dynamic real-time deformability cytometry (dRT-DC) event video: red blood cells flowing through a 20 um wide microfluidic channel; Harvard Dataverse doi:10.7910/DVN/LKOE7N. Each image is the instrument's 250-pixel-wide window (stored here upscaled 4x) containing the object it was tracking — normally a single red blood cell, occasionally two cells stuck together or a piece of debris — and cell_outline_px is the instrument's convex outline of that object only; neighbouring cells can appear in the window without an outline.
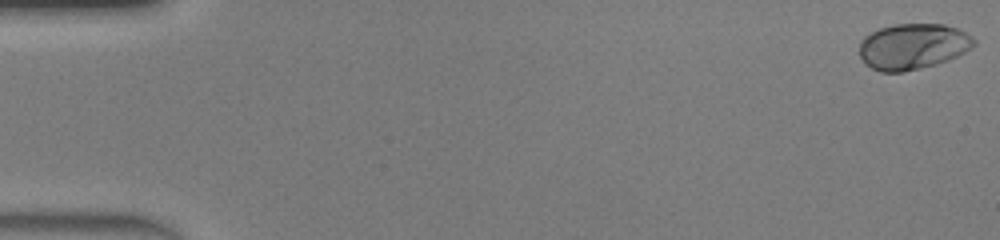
{"species": "human", "species_latin": "Homo sapiens", "temperature_condition": "warm", "stored_images_in_passage": 49, "camera_frame_rate_fps": 3000, "um_per_image_px": 0.085, "donor": {"sex": "male"}, "frame": {"image": 1, "passage_image": 1, "time_ms": 0.0, "image_size_px": [1000, 240], "cell_outline_px": [[976, 44], [972, 48], [948, 60], [936, 64], [904, 72], [880, 72], [864, 64], [860, 56], [860, 40], [864, 36], [880, 28], [896, 24], [944, 24], [956, 28], [972, 36], [976, 40]], "centroid_in_image_um": [77.58, 3.95], "position_along_channel_um": 7.4, "area_um2": 30.69}}
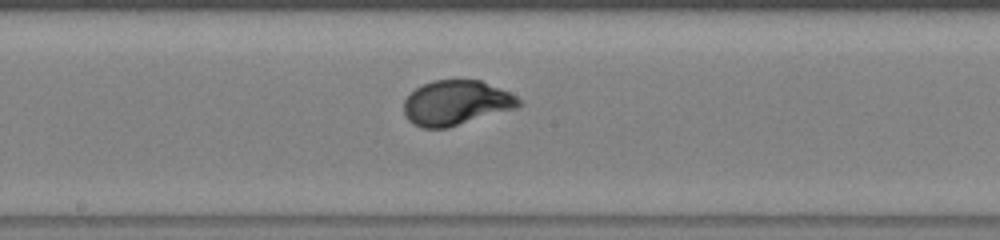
{"frame": {"image": 2, "passage_image": 27, "time_ms": 8.667, "image_size_px": [1000, 240], "cell_outline_px": [[524, 104], [516, 108], [448, 128], [420, 128], [412, 124], [404, 116], [404, 100], [416, 88], [432, 80], [480, 80], [508, 92], [516, 96]], "centroid_in_image_um": [38.75, 8.76], "position_along_channel_um": 209.4, "area_um2": 30.0}}
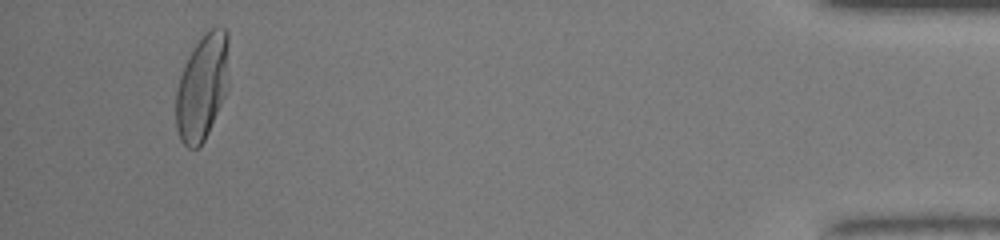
{"frame": {"image": 3, "passage_image": 47, "time_ms": 15.333, "image_size_px": [1000, 240], "cell_outline_px": [[228, 88], [208, 132], [200, 148], [188, 148], [180, 140], [176, 128], [176, 92], [180, 76], [184, 64], [188, 56], [200, 36], [204, 32], [216, 24], [224, 28], [228, 32]], "centroid_in_image_um": [17.19, 7.35], "position_along_channel_um": 418.0, "area_um2": 33.06}, "authors_computed_cell_mechanics": {"area_um2": 29.767, "velocity_mm_per_s": 4.208, "shape_relaxation_time_tau1_ms": 2.4501, "shape_relaxation_time_tau2_ms": null, "deformation_change_tau1": 0.1724, "deformation_change_tau2": null}}